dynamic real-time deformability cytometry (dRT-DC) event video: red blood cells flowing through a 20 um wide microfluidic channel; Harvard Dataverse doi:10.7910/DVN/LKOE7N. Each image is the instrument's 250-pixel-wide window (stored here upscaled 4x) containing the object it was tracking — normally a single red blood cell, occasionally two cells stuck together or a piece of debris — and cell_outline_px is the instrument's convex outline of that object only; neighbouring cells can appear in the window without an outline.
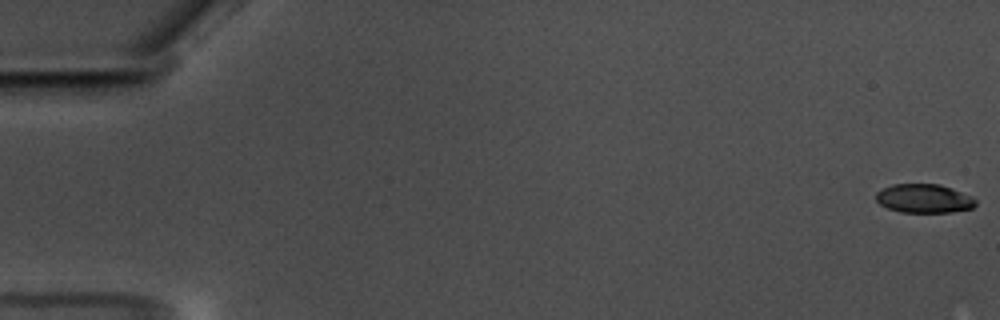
{"species": "common noctule bat (a hibernating species)", "species_latin": "Nyctalus noctula", "temperature_condition": "warm", "stored_images_in_passage": 59, "camera_frame_rate_fps": 3000, "um_per_image_px": 0.085, "animal": {"sex": "male", "body_mass_g": 17.5, "forearm_length_mm": 52.3}, "frame": {"image": 1, "passage_image": 1, "time_ms": 0.0, "image_size_px": [1000, 320], "cell_outline_px": [[976, 204], [972, 208], [952, 212], [900, 212], [888, 208], [880, 204], [876, 200], [876, 192], [892, 184], [940, 184], [952, 188], [972, 196], [976, 200]], "centroid_in_image_um": [78.55, 16.87], "position_along_channel_um": 6.4, "area_um2": 16.76}}
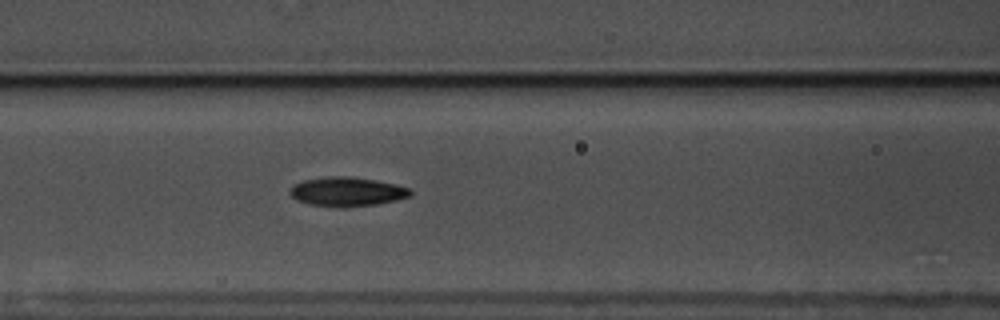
{"frame": {"image": 2, "passage_image": 26, "time_ms": 8.333, "image_size_px": [1000, 320], "cell_outline_px": [[412, 192], [408, 196], [396, 200], [376, 204], [344, 208], [308, 204], [296, 200], [288, 192], [292, 184], [304, 180], [328, 176], [348, 176], [376, 180], [396, 184], [408, 188]], "centroid_in_image_um": [29.44, 16.29], "position_along_channel_um": 137.2, "area_um2": 20.58}}
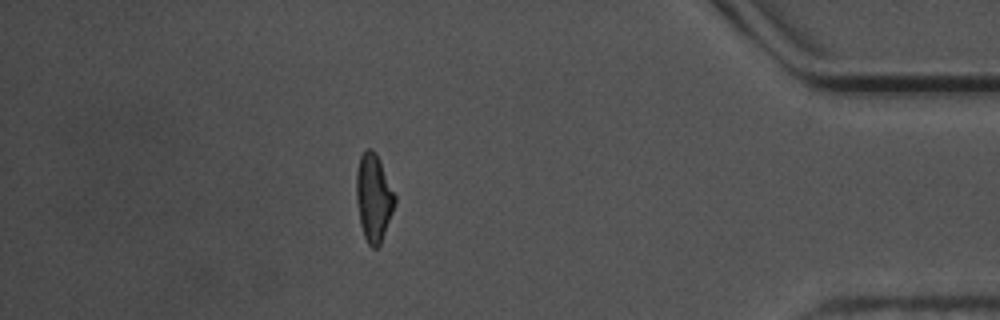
{"frame": {"image": 3, "passage_image": 52, "time_ms": 17.0, "image_size_px": [1000, 320], "cell_outline_px": [[396, 200], [392, 212], [380, 244], [376, 248], [372, 248], [368, 244], [364, 236], [360, 224], [356, 200], [356, 172], [360, 156], [368, 148], [372, 148], [376, 152], [380, 160], [396, 196]], "centroid_in_image_um": [31.75, 16.78], "position_along_channel_um": 403.5, "area_um2": 19.59}, "authors_computed_cell_mechanics": {"area_um2": 19.2474, "velocity_mm_per_s": 3.5538, "shape_relaxation_time_tau1_ms": 3.7295, "shape_relaxation_time_tau2_ms": 3.2569, "deformation_change_tau1": 0.1723, "deformation_change_tau2": 0.1042}}